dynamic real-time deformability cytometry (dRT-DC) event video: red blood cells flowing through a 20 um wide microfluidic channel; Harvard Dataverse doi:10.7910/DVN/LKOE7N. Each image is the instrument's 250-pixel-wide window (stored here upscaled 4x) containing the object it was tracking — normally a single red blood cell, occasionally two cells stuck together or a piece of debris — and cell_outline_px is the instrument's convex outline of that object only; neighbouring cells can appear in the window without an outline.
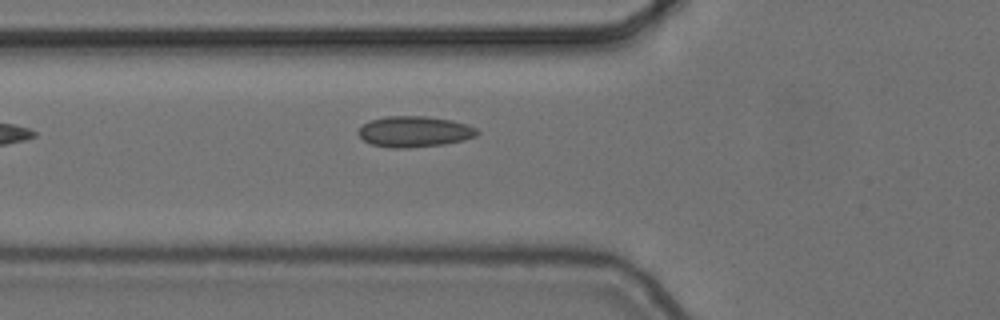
{"species": "common noctule bat (a hibernating species)", "species_latin": "Nyctalus noctula", "temperature_condition": "cold", "stored_images_in_passage": 6, "camera_frame_rate_fps": 3000, "um_per_image_px": 0.085, "animal": {"sex": "female", "body_mass_g": 24.6, "forearm_length_mm": 56.2}, "frame": {"image": 1, "passage_image": 6, "time_ms": 1.667, "image_size_px": [1000, 320], "cell_outline_px": [[480, 132], [476, 136], [464, 140], [444, 144], [408, 148], [392, 148], [372, 144], [364, 140], [360, 136], [360, 128], [368, 120], [388, 116], [424, 116], [452, 120], [468, 124], [476, 128]], "centroid_in_image_um": [35.27, 11.18], "position_along_channel_um": 90.5, "area_um2": 21.33}}